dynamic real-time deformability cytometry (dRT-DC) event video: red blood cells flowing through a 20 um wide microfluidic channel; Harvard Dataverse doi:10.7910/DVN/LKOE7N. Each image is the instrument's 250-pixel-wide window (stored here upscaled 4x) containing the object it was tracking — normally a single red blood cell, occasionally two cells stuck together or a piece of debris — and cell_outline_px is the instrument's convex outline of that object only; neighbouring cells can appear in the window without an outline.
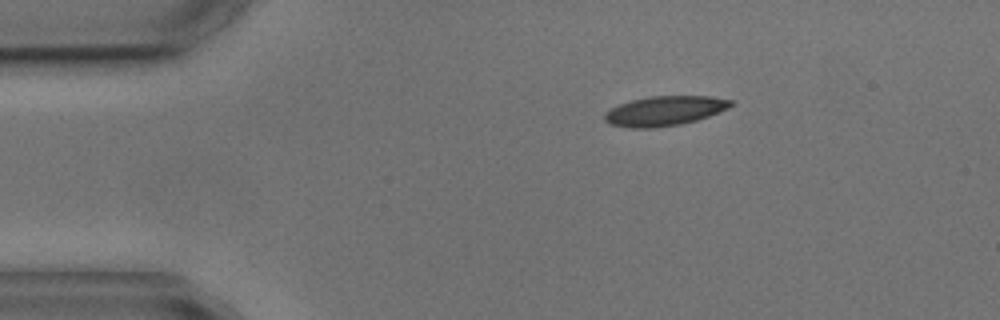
{"species": "common noctule bat (a hibernating species)", "species_latin": "Nyctalus noctula", "temperature_condition": "cold", "stored_images_in_passage": 9, "camera_frame_rate_fps": 3000, "um_per_image_px": 0.085, "animal": {"sex": "male", "body_mass_g": 17.9, "forearm_length_mm": 54.2}, "frame": {"image": 1, "passage_image": 1, "time_ms": 0.0, "image_size_px": [1000, 320], "cell_outline_px": [[736, 104], [728, 108], [708, 116], [696, 120], [680, 124], [656, 128], [628, 128], [608, 124], [604, 120], [604, 112], [620, 104], [632, 100], [648, 96], [712, 96], [732, 100]], "centroid_in_image_um": [56.48, 9.43], "position_along_channel_um": 28.5, "area_um2": 21.96}}
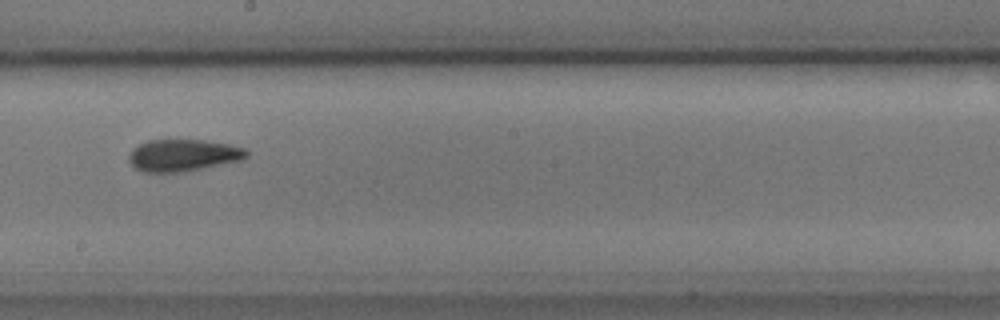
{"frame": {"image": 2, "passage_image": 7, "time_ms": 7.0, "image_size_px": [1000, 320], "cell_outline_px": [[248, 156], [240, 160], [180, 172], [144, 172], [136, 168], [128, 160], [128, 156], [132, 148], [148, 140], [204, 140], [228, 144], [244, 148], [248, 152]], "centroid_in_image_um": [15.53, 13.19], "position_along_channel_um": 232.7, "area_um2": 21.62}}
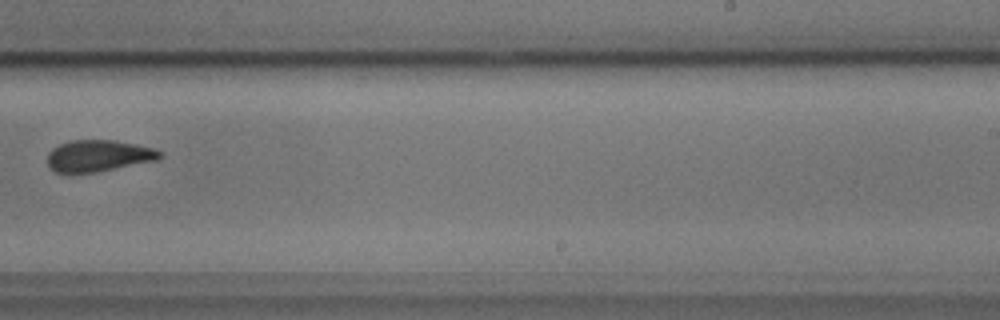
{"frame": {"image": 3, "passage_image": 8, "time_ms": 8.333, "image_size_px": [1000, 320], "cell_outline_px": [[164, 156], [160, 160], [96, 172], [68, 176], [56, 172], [48, 168], [48, 152], [52, 148], [60, 144], [72, 140], [116, 140], [136, 144], [152, 148], [164, 152]], "centroid_in_image_um": [8.36, 13.28], "position_along_channel_um": 280.6, "area_um2": 21.44}}